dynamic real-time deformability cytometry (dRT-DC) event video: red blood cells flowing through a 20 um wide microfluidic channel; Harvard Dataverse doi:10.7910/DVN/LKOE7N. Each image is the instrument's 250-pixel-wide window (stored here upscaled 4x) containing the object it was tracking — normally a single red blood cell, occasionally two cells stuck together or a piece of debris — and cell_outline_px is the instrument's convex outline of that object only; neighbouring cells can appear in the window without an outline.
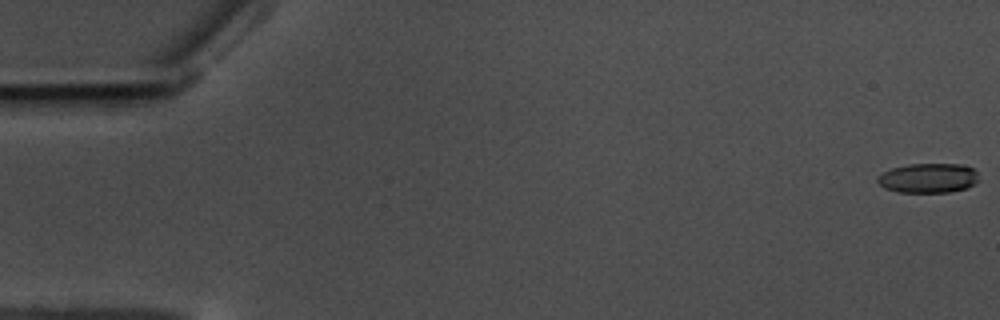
{"species": "common noctule bat (a hibernating species)", "species_latin": "Nyctalus noctula", "temperature_condition": "warm", "stored_images_in_passage": 59, "camera_frame_rate_fps": 3000, "um_per_image_px": 0.085, "animal": {"sex": "male", "body_mass_g": 17.5, "forearm_length_mm": 52.3}, "frame": {"image": 1, "passage_image": 1, "time_ms": 0.0, "image_size_px": [1000, 320], "cell_outline_px": [[980, 180], [968, 188], [948, 192], [896, 192], [884, 188], [876, 180], [876, 176], [892, 168], [908, 164], [960, 164], [972, 168], [976, 172]], "centroid_in_image_um": [78.9, 15.14], "position_along_channel_um": 6.1, "area_um2": 17.57}}
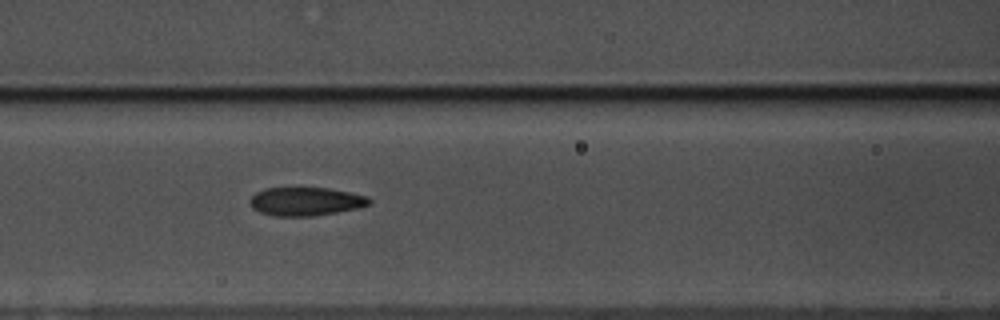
{"frame": {"image": 2, "passage_image": 26, "time_ms": 8.333, "image_size_px": [1000, 320], "cell_outline_px": [[372, 204], [360, 208], [312, 216], [276, 216], [260, 212], [252, 208], [252, 196], [256, 192], [264, 188], [328, 188], [368, 196], [372, 200]], "centroid_in_image_um": [26.04, 17.12], "position_along_channel_um": 140.6, "area_um2": 19.71}}
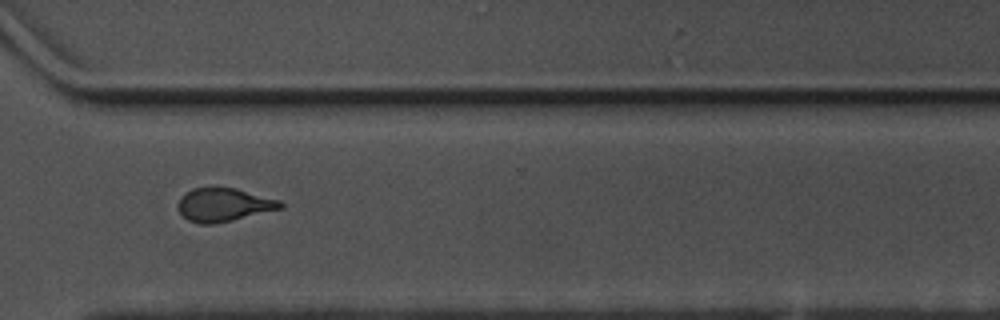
{"frame": {"image": 3, "passage_image": 44, "time_ms": 14.333, "image_size_px": [1000, 320], "cell_outline_px": [[284, 208], [216, 224], [200, 224], [188, 220], [176, 208], [176, 204], [180, 196], [184, 192], [192, 188], [216, 184], [236, 188], [280, 200], [284, 204]], "centroid_in_image_um": [18.98, 17.36], "position_along_channel_um": 351.6, "area_um2": 20.81}, "authors_computed_cell_mechanics": {"area_um2": 19.7676, "velocity_mm_per_s": 3.5218, "shape_relaxation_time_tau1_ms": 8.5001, "shape_relaxation_time_tau2_ms": 1.7446, "deformation_change_tau1": 0.1955, "deformation_change_tau2": 0.0808}}